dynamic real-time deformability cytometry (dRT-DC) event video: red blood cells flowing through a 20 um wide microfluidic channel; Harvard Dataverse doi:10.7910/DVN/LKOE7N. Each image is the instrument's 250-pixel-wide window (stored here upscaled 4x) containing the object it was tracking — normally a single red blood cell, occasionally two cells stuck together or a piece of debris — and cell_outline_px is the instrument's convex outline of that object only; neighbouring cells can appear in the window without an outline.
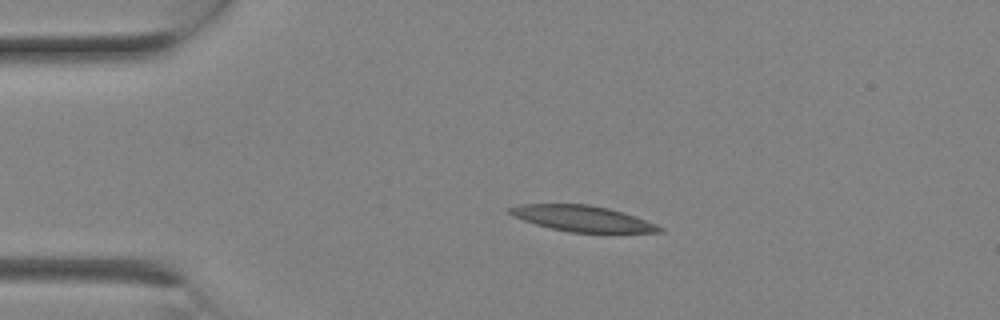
{"species": "Egyptian fruit bat (a non-hibernating species)", "species_latin": "Rousettus aegyptiacus", "temperature_condition": "room temperature", "stored_images_in_passage": 2, "camera_frame_rate_fps": 3000, "um_per_image_px": 0.085, "animal": {"sex": "female"}, "frame": {"image": 1, "passage_image": 1, "time_ms": 0.0, "image_size_px": [1000, 320], "cell_outline_px": [[664, 232], [572, 232], [552, 228], [536, 224], [512, 216], [504, 208], [520, 204], [588, 204], [608, 208], [624, 212], [656, 224], [664, 228]], "centroid_in_image_um": [49.47, 18.56], "position_along_channel_um": 35.5, "area_um2": 22.43}}